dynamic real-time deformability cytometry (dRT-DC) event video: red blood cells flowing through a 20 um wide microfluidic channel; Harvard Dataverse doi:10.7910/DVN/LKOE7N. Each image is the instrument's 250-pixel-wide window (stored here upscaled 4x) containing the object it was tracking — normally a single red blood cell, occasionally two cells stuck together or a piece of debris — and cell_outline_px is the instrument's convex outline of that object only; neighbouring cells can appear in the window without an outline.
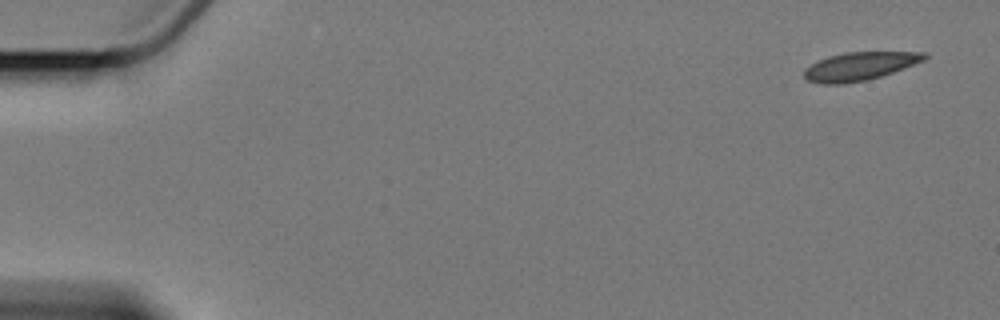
{"species": "Egyptian fruit bat (a non-hibernating species)", "species_latin": "Rousettus aegyptiacus", "temperature_condition": "cold", "stored_images_in_passage": 6, "camera_frame_rate_fps": 3000, "um_per_image_px": 0.085, "animal": {"sex": "female"}, "frame": {"image": 1, "passage_image": 1, "time_ms": 0.0, "image_size_px": [1000, 320], "cell_outline_px": [[928, 56], [924, 60], [904, 68], [880, 76], [864, 80], [840, 84], [820, 84], [808, 80], [804, 76], [804, 68], [828, 56], [844, 52], [928, 52]], "centroid_in_image_um": [73.06, 5.62], "position_along_channel_um": 11.9, "area_um2": 19.59}}
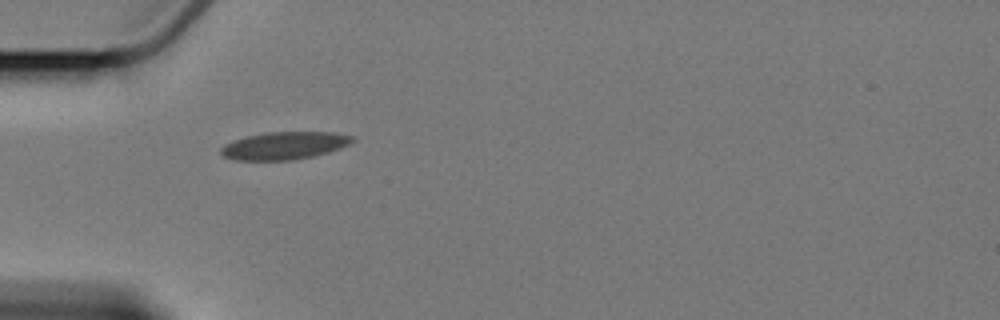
{"frame": {"image": 2, "passage_image": 5, "time_ms": 5.333, "image_size_px": [1000, 320], "cell_outline_px": [[356, 140], [340, 148], [328, 152], [312, 156], [292, 160], [236, 160], [220, 156], [220, 148], [224, 144], [232, 140], [264, 132], [336, 132], [356, 136]], "centroid_in_image_um": [24.16, 12.37], "position_along_channel_um": 60.8, "area_um2": 21.39}}